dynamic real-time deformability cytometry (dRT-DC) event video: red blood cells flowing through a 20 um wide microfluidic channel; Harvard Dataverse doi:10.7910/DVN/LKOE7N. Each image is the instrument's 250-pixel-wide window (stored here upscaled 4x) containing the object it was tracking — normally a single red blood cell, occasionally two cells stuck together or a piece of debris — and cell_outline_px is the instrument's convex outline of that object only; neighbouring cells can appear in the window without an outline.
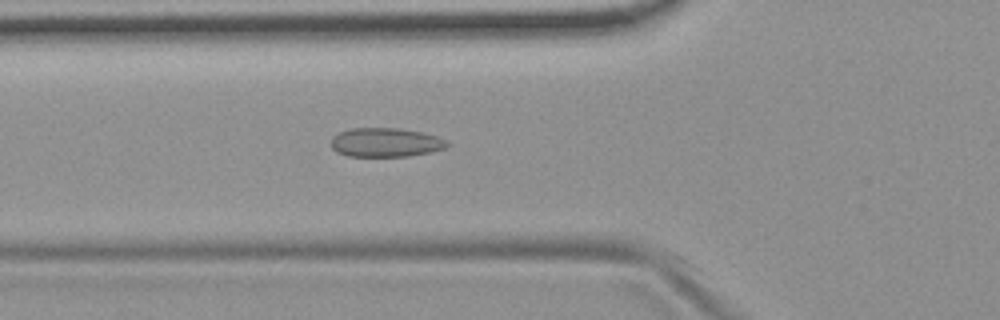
{"species": "common noctule bat (a hibernating species)", "species_latin": "Nyctalus noctula", "temperature_condition": "room temperature", "stored_images_in_passage": 55, "camera_frame_rate_fps": 3000, "um_per_image_px": 0.085, "animal": {"sex": "female", "body_mass_g": 19.9}, "frame": {"image": 1, "passage_image": 20, "time_ms": 6.333, "image_size_px": [1000, 320], "cell_outline_px": [[448, 144], [444, 148], [432, 152], [408, 156], [348, 156], [336, 152], [332, 148], [332, 136], [340, 132], [352, 128], [400, 128], [424, 132], [448, 140]], "centroid_in_image_um": [32.79, 12.1], "position_along_channel_um": 93.0, "area_um2": 19.71}}
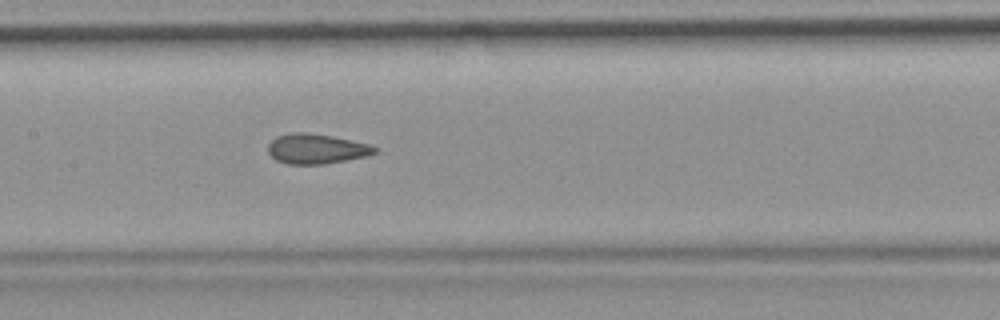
{"frame": {"image": 2, "passage_image": 27, "time_ms": 8.667, "image_size_px": [1000, 320], "cell_outline_px": [[380, 148], [376, 152], [368, 156], [324, 164], [288, 164], [276, 160], [268, 152], [268, 144], [276, 136], [292, 132], [308, 132], [332, 136], [368, 144]], "centroid_in_image_um": [26.89, 12.64], "position_along_channel_um": 180.5, "area_um2": 18.67}}
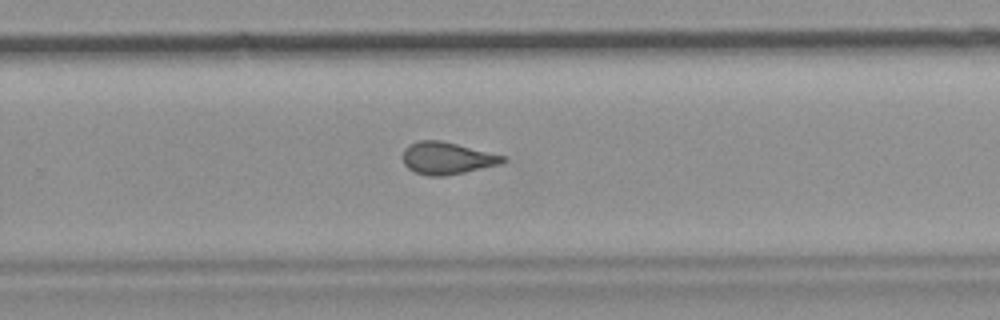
{"frame": {"image": 3, "passage_image": 36, "time_ms": 11.667, "image_size_px": [1000, 320], "cell_outline_px": [[508, 160], [500, 164], [464, 172], [444, 176], [428, 176], [416, 172], [408, 168], [404, 164], [404, 148], [408, 144], [420, 140], [440, 140], [504, 156]], "centroid_in_image_um": [37.97, 13.44], "position_along_channel_um": 291.8, "area_um2": 18.5}, "authors_computed_cell_mechanics": {"area_um2": 19.0162, "velocity_mm_per_s": 3.7364, "shape_relaxation_time_tau1_ms": null, "shape_relaxation_time_tau2_ms": 1.5287, "deformation_change_tau1": null, "deformation_change_tau2": 0.0819}}